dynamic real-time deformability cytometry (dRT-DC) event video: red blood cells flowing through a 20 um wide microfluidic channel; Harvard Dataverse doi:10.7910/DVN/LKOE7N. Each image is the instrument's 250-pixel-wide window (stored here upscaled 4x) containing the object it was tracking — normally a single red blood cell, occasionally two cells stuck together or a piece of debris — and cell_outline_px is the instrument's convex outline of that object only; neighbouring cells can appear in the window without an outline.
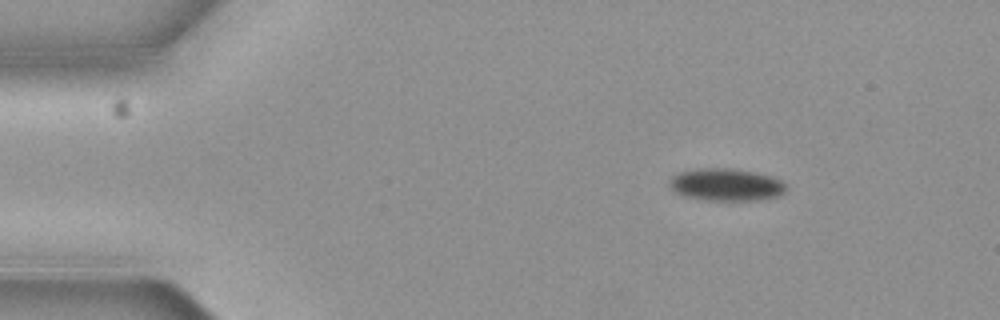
{"species": "common noctule bat (a hibernating species)", "species_latin": "Nyctalus noctula", "temperature_condition": "cold", "stored_images_in_passage": 8, "camera_frame_rate_fps": 3000, "um_per_image_px": 0.085, "animal": {"sex": "female", "body_mass_g": 19.3, "forearm_length_mm": 54.1}, "frame": {"image": 1, "passage_image": 1, "time_ms": 0.0, "image_size_px": [1000, 320], "cell_outline_px": [[788, 188], [780, 196], [760, 200], [704, 200], [684, 196], [676, 192], [668, 184], [668, 180], [676, 172], [696, 168], [732, 168], [756, 172], [772, 176], [780, 180]], "centroid_in_image_um": [61.71, 15.69], "position_along_channel_um": 23.3, "area_um2": 22.37}}
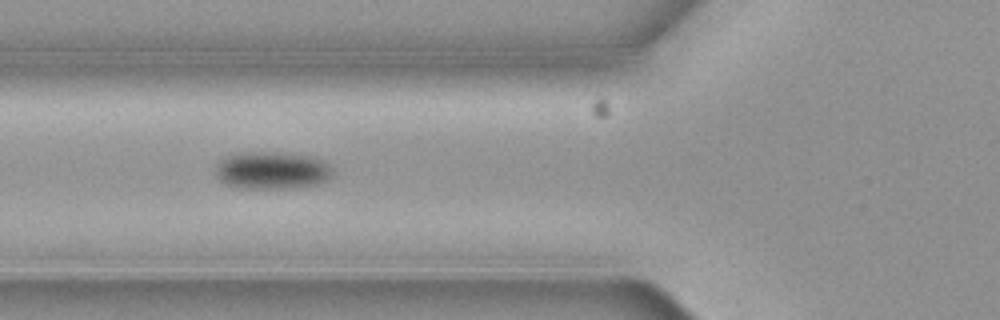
{"frame": {"image": 2, "passage_image": 5, "time_ms": 1.333, "image_size_px": [1000, 320], "cell_outline_px": [[332, 176], [328, 180], [316, 184], [292, 188], [240, 188], [228, 184], [220, 180], [216, 176], [216, 164], [220, 160], [228, 156], [260, 152], [308, 156], [320, 160], [328, 164], [332, 168]], "centroid_in_image_um": [23.13, 14.51], "position_along_channel_um": 102.7, "area_um2": 24.91}}
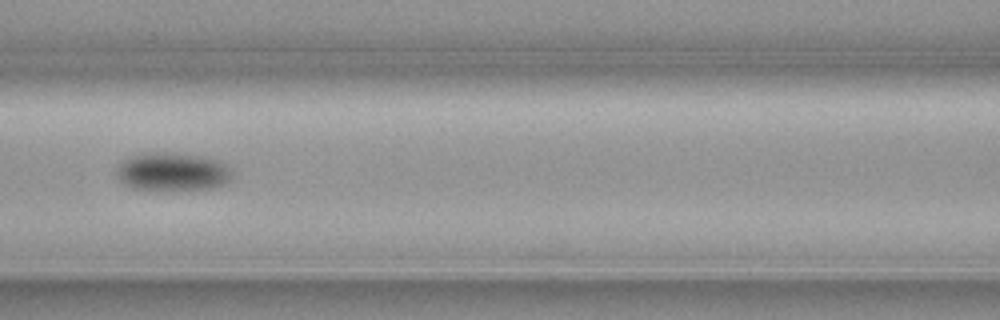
{"frame": {"image": 3, "passage_image": 6, "time_ms": 1.667, "image_size_px": [1000, 320], "cell_outline_px": [[228, 180], [224, 184], [212, 188], [168, 192], [164, 192], [132, 188], [124, 184], [116, 176], [116, 164], [128, 156], [140, 152], [164, 152], [204, 156], [216, 160], [224, 164], [228, 168]], "centroid_in_image_um": [14.53, 14.62], "position_along_channel_um": 152.1, "area_um2": 26.47}}